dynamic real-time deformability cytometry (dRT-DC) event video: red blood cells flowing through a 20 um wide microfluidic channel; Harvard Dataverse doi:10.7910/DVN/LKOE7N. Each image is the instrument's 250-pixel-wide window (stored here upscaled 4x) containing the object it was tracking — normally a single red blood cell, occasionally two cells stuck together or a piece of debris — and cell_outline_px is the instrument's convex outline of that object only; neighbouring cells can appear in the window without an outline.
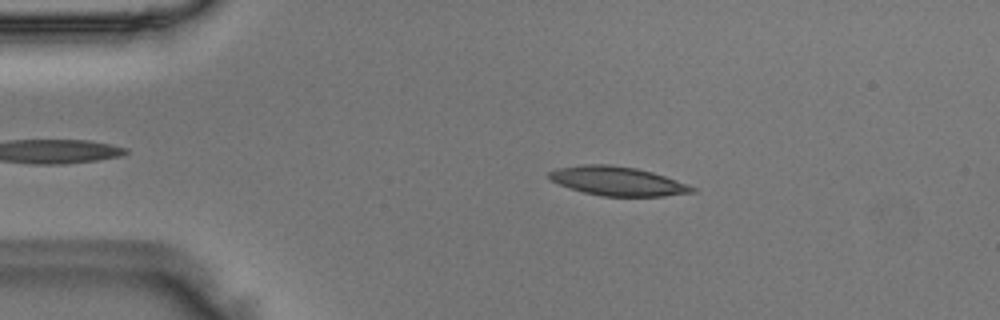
{"species": "Egyptian fruit bat (a non-hibernating species)", "species_latin": "Rousettus aegyptiacus", "temperature_condition": "room temperature", "stored_images_in_passage": 43, "camera_frame_rate_fps": 3000, "um_per_image_px": 0.085, "animal": {"sex": "male"}, "frame": {"image": 1, "passage_image": 9, "time_ms": 2.667, "image_size_px": [1000, 320], "cell_outline_px": [[696, 192], [664, 196], [604, 196], [584, 192], [560, 184], [552, 180], [548, 176], [548, 172], [556, 168], [580, 164], [608, 164], [636, 168], [652, 172], [688, 184], [696, 188]], "centroid_in_image_um": [52.5, 15.38], "position_along_channel_um": 32.5, "area_um2": 24.04}}
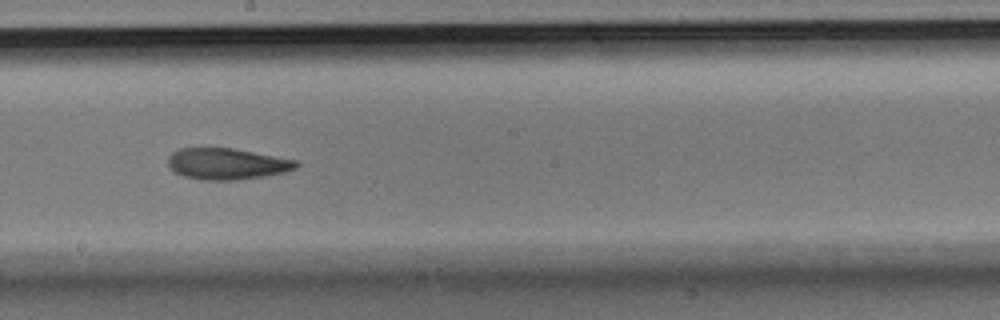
{"frame": {"image": 2, "passage_image": 27, "time_ms": 8.667, "image_size_px": [1000, 320], "cell_outline_px": [[300, 164], [296, 168], [284, 172], [236, 180], [200, 180], [184, 176], [176, 172], [168, 164], [168, 156], [172, 152], [180, 148], [232, 148], [296, 160]], "centroid_in_image_um": [19.26, 13.92], "position_along_channel_um": 228.9, "area_um2": 23.12}}
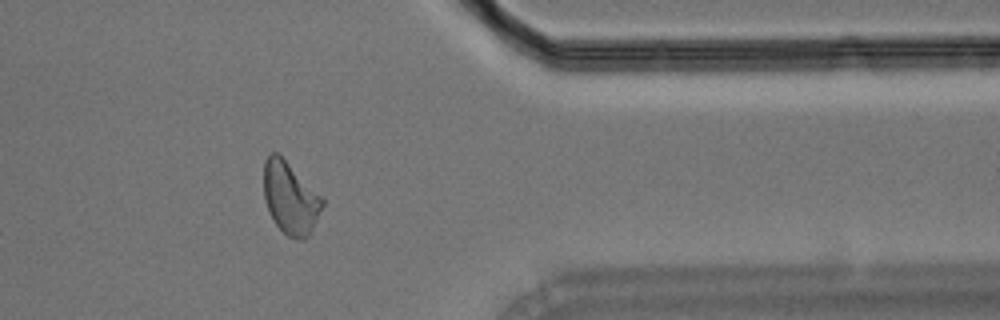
{"frame": {"image": 3, "passage_image": 40, "time_ms": 13.0, "image_size_px": [1000, 320], "cell_outline_px": [[324, 204], [308, 236], [304, 240], [296, 240], [288, 236], [276, 224], [264, 200], [264, 160], [272, 152], [276, 152], [324, 200]], "centroid_in_image_um": [24.65, 16.87], "position_along_channel_um": 386.7, "area_um2": 23.81}}